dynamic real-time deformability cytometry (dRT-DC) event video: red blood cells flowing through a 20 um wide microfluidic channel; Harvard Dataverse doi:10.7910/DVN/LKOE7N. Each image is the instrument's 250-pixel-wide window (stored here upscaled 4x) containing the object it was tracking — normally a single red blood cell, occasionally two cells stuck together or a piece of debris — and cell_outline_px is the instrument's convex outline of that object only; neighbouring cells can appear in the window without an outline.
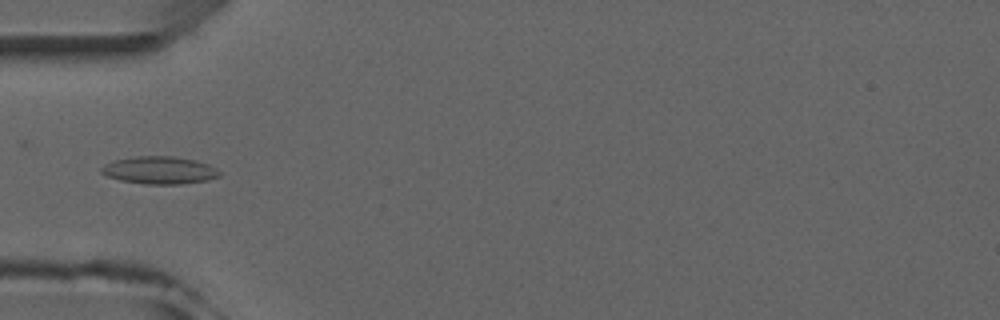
{"species": "common noctule bat (a hibernating species)", "species_latin": "Nyctalus noctula", "temperature_condition": "room temperature", "stored_images_in_passage": 7, "camera_frame_rate_fps": 3000, "um_per_image_px": 0.085, "animal": {"sex": "male", "forearm_length_mm": 52.5}, "frame": {"image": 1, "passage_image": 7, "time_ms": 7.0, "image_size_px": [1000, 320], "cell_outline_px": [[220, 176], [208, 180], [180, 184], [144, 184], [120, 180], [108, 176], [100, 172], [100, 168], [104, 164], [112, 160], [136, 156], [172, 156], [196, 160], [208, 164], [216, 168], [220, 172]], "centroid_in_image_um": [13.54, 14.46], "position_along_channel_um": 71.5, "area_um2": 19.07}}